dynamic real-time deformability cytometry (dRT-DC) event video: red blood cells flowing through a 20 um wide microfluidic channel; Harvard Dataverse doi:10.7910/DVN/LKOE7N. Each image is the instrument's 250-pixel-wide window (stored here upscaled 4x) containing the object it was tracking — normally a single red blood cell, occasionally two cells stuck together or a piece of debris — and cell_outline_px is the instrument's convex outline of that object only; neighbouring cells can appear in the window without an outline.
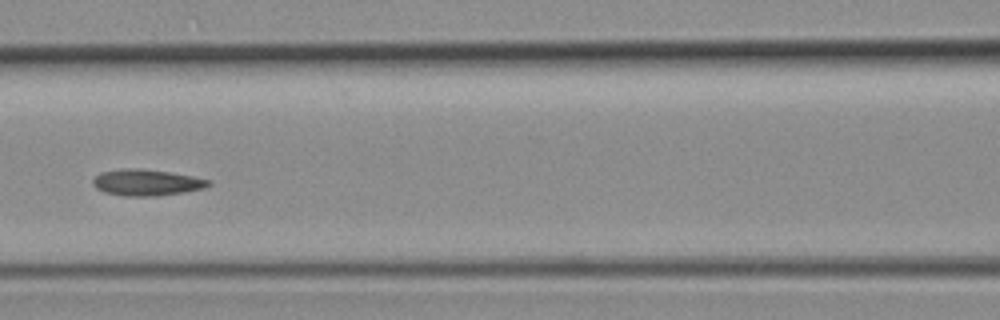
{"species": "common noctule bat (a hibernating species)", "species_latin": "Nyctalus noctula", "temperature_condition": "room temperature", "stored_images_in_passage": 36, "camera_frame_rate_fps": 3000, "um_per_image_px": 0.085, "animal": {"sex": "female", "body_mass_g": 19.3, "forearm_length_mm": 54.1}, "frame": {"image": 1, "passage_image": 16, "time_ms": 5.0, "image_size_px": [1000, 320], "cell_outline_px": [[212, 184], [204, 188], [184, 192], [156, 196], [124, 196], [104, 192], [96, 188], [92, 184], [92, 180], [100, 172], [168, 172], [192, 176], [212, 180]], "centroid_in_image_um": [12.54, 15.59], "position_along_channel_um": 154.1, "area_um2": 16.59}}
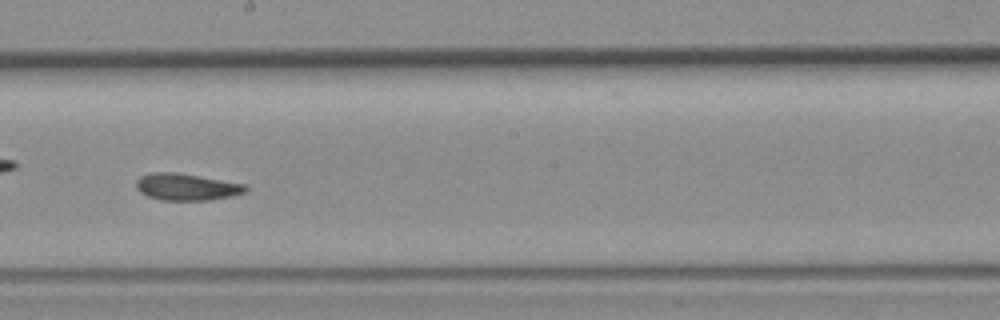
{"frame": {"image": 2, "passage_image": 21, "time_ms": 6.667, "image_size_px": [1000, 320], "cell_outline_px": [[248, 192], [232, 196], [208, 200], [160, 200], [148, 196], [140, 192], [136, 188], [136, 180], [140, 176], [148, 172], [172, 172], [244, 184], [248, 188]], "centroid_in_image_um": [15.82, 15.89], "position_along_channel_um": 232.4, "area_um2": 16.99}}
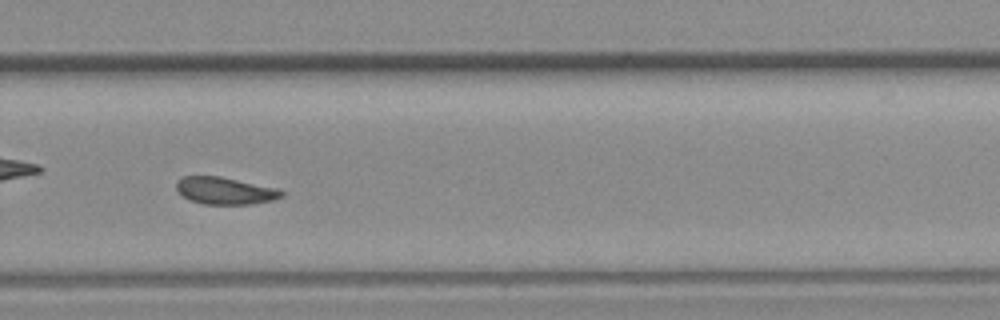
{"frame": {"image": 3, "passage_image": 26, "time_ms": 8.333, "image_size_px": [1000, 320], "cell_outline_px": [[284, 196], [276, 200], [252, 204], [204, 204], [188, 200], [176, 188], [176, 184], [184, 176], [220, 176], [280, 188], [284, 192]], "centroid_in_image_um": [19.21, 16.22], "position_along_channel_um": 310.6, "area_um2": 16.82}}